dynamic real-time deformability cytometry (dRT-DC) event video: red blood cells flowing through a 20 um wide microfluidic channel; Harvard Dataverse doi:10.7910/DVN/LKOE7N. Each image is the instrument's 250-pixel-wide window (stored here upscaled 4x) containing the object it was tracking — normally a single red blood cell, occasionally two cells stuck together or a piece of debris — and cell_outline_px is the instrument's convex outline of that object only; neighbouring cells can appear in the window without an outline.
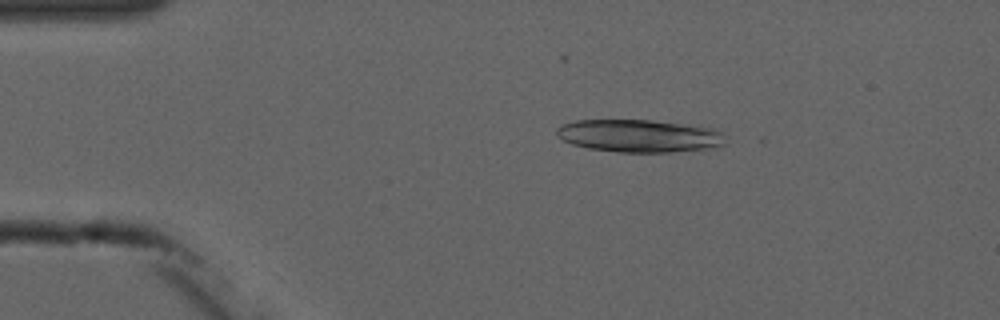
{"species": "common noctule bat (a hibernating species)", "species_latin": "Nyctalus noctula", "temperature_condition": "cold", "stored_images_in_passage": 4, "camera_frame_rate_fps": 3000, "um_per_image_px": 0.085, "animal": {"sex": "male", "forearm_length_mm": 52.5}, "frame": {"image": 1, "passage_image": 3, "time_ms": 2.333, "image_size_px": [1000, 320], "cell_outline_px": [[728, 136], [724, 144], [716, 148], [672, 152], [616, 152], [588, 148], [572, 144], [556, 136], [556, 128], [564, 124], [576, 120], [652, 120], [716, 128], [724, 132]], "centroid_in_image_um": [54.42, 11.55], "position_along_channel_um": 30.6, "area_um2": 32.6}}